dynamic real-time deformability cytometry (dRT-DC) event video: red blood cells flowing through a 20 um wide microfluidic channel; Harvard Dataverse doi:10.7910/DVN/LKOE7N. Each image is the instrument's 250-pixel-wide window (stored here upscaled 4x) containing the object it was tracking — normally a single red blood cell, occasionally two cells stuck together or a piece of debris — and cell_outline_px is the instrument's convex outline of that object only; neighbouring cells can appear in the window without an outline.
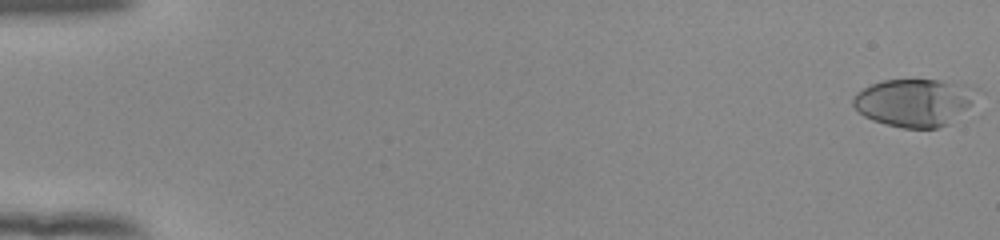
{"species": "human", "species_latin": "Homo sapiens", "temperature_condition": "room temperature", "stored_images_in_passage": 54, "camera_frame_rate_fps": 3000, "um_per_image_px": 0.085, "donor": {"sex": "female"}, "frame": {"image": 1, "passage_image": 1, "time_ms": 0.0, "image_size_px": [1000, 240], "cell_outline_px": [[984, 92], [948, 124], [936, 128], [904, 128], [884, 124], [872, 120], [864, 116], [852, 104], [852, 100], [856, 92], [880, 80], [940, 80], [964, 84], [980, 88]], "centroid_in_image_um": [77.76, 8.69], "position_along_channel_um": 7.2, "area_um2": 34.62}}
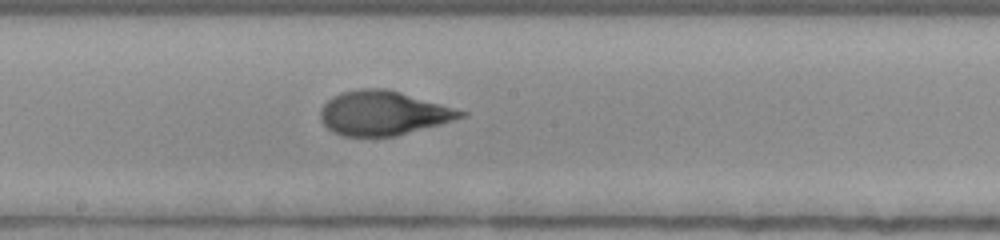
{"frame": {"image": 2, "passage_image": 31, "time_ms": 10.0, "image_size_px": [1000, 240], "cell_outline_px": [[468, 116], [440, 124], [396, 136], [344, 136], [332, 132], [320, 120], [320, 108], [332, 96], [340, 92], [360, 88], [388, 88], [468, 112]], "centroid_in_image_um": [32.56, 9.6], "position_along_channel_um": 215.6, "area_um2": 36.36}}
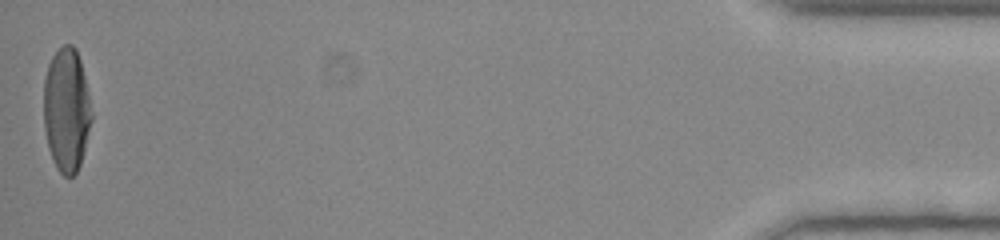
{"frame": {"image": 3, "passage_image": 54, "time_ms": 17.667, "image_size_px": [1000, 240], "cell_outline_px": [[92, 120], [80, 164], [76, 172], [72, 176], [64, 176], [56, 168], [52, 160], [48, 148], [44, 128], [44, 80], [48, 64], [52, 56], [64, 44], [72, 44], [76, 48], [80, 60], [84, 76], [92, 116]], "centroid_in_image_um": [5.63, 9.35], "position_along_channel_um": 429.6, "area_um2": 34.39}, "authors_computed_cell_mechanics": {"area_um2": 35.0557, "velocity_mm_per_s": 3.919, "shape_relaxation_time_tau1_ms": 3.879, "shape_relaxation_time_tau2_ms": 0.7675, "deformation_change_tau1": 0.1977, "deformation_change_tau2": 0.0669}}